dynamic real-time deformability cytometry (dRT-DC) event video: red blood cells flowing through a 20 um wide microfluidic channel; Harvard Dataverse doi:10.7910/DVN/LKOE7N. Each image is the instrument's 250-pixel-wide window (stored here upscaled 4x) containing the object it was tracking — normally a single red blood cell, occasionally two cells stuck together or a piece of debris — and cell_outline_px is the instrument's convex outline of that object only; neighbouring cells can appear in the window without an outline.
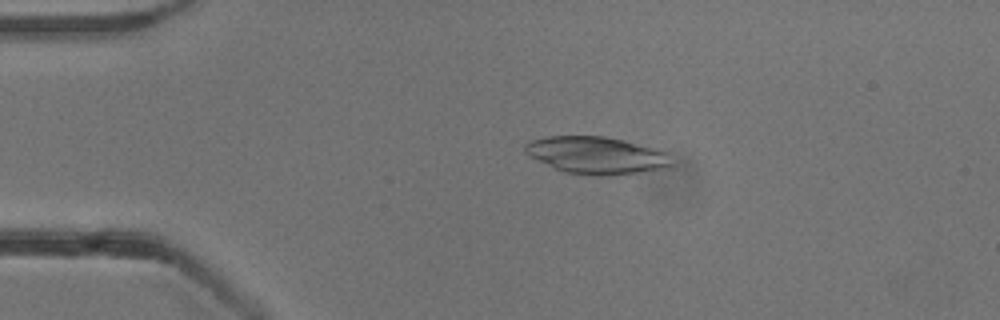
{"species": "common noctule bat (a hibernating species)", "species_latin": "Nyctalus noctula", "temperature_condition": "cold", "stored_images_in_passage": 53, "camera_frame_rate_fps": 3000, "um_per_image_px": 0.085, "animal": {"sex": "male", "body_mass_g": 13.3}, "frame": {"image": 1, "passage_image": 11, "time_ms": 3.333, "image_size_px": [1000, 320], "cell_outline_px": [[672, 164], [668, 168], [640, 172], [600, 176], [592, 176], [564, 172], [524, 152], [524, 144], [532, 140], [548, 136], [604, 136], [624, 140], [656, 148], [668, 152]], "centroid_in_image_um": [50.74, 13.19], "position_along_channel_um": 34.3, "area_um2": 31.67}}
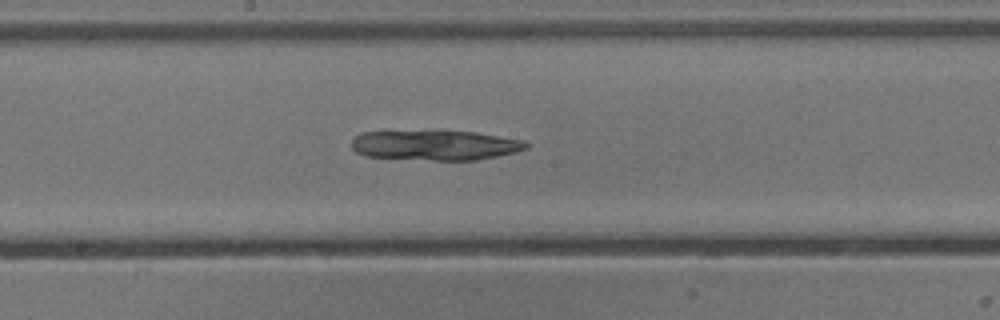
{"frame": {"image": 2, "passage_image": 28, "time_ms": 9.0, "image_size_px": [1000, 320], "cell_outline_px": [[528, 148], [516, 152], [476, 160], [432, 160], [364, 156], [356, 152], [352, 148], [352, 140], [360, 132], [476, 132], [528, 140]], "centroid_in_image_um": [37.05, 12.35], "position_along_channel_um": 211.2, "area_um2": 30.23}}
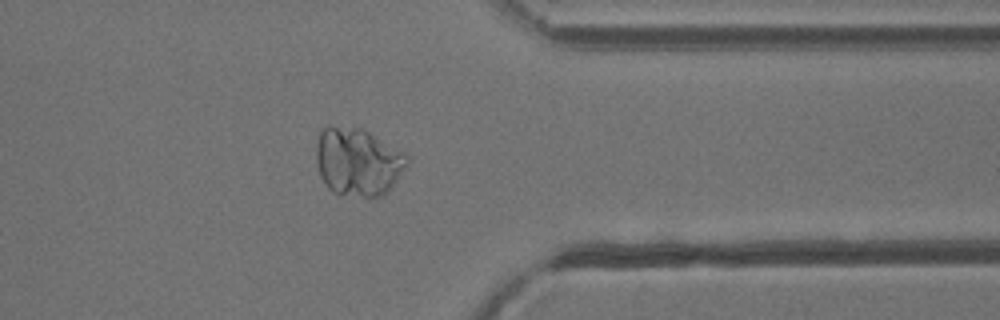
{"frame": {"image": 3, "passage_image": 42, "time_ms": 13.667, "image_size_px": [1000, 320], "cell_outline_px": [[408, 164], [388, 192], [380, 196], [364, 196], [336, 192], [328, 188], [320, 176], [316, 164], [316, 144], [320, 132], [328, 124], [332, 124], [364, 128], [404, 152], [408, 156]], "centroid_in_image_um": [30.41, 13.7], "position_along_channel_um": 381.0, "area_um2": 36.24}}